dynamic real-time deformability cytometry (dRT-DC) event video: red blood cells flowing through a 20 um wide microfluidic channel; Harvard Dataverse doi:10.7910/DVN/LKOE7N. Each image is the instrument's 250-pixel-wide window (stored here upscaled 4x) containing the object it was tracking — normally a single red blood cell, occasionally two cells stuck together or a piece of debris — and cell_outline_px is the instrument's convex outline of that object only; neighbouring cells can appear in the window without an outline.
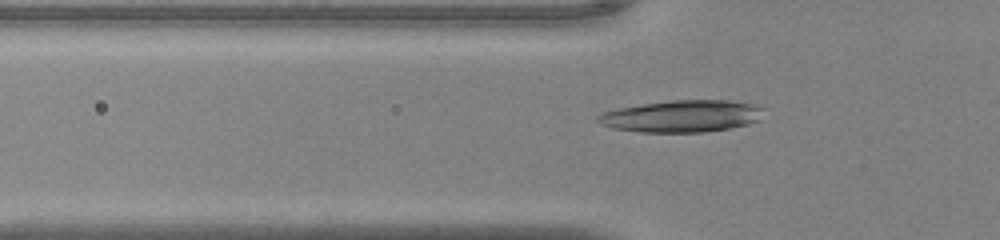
{"species": "common noctule bat (a hibernating species)", "species_latin": "Nyctalus noctula", "temperature_condition": "warm", "stored_images_in_passage": 51, "camera_frame_rate_fps": 3000, "um_per_image_px": 0.085, "animal": {"sex": "male", "body_mass_g": 20.0, "forearm_length_mm": 53.3}, "frame": {"image": 1, "passage_image": 18, "time_ms": 5.667, "image_size_px": [1000, 240], "cell_outline_px": [[764, 108], [760, 120], [748, 124], [732, 128], [704, 132], [640, 132], [612, 128], [600, 124], [596, 120], [596, 116], [604, 112], [620, 108], [644, 104], [672, 100], [728, 100], [756, 104]], "centroid_in_image_um": [57.99, 9.88], "position_along_channel_um": 67.8, "area_um2": 30.98}}
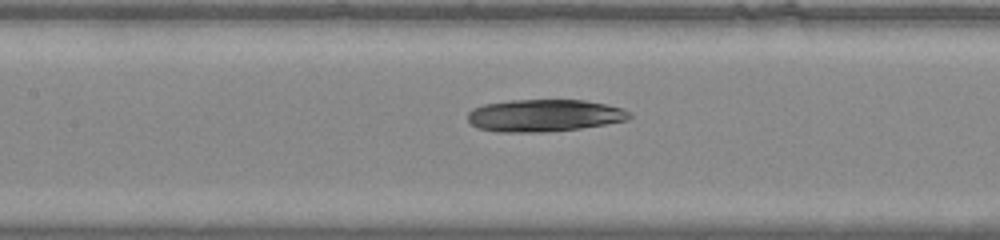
{"frame": {"image": 2, "passage_image": 25, "time_ms": 8.0, "image_size_px": [1000, 240], "cell_outline_px": [[632, 116], [628, 120], [580, 128], [544, 132], [496, 132], [480, 128], [472, 124], [468, 120], [468, 112], [472, 108], [484, 104], [512, 100], [584, 100], [608, 104], [624, 108], [632, 112]], "centroid_in_image_um": [46.29, 9.81], "position_along_channel_um": 161.1, "area_um2": 30.52}}
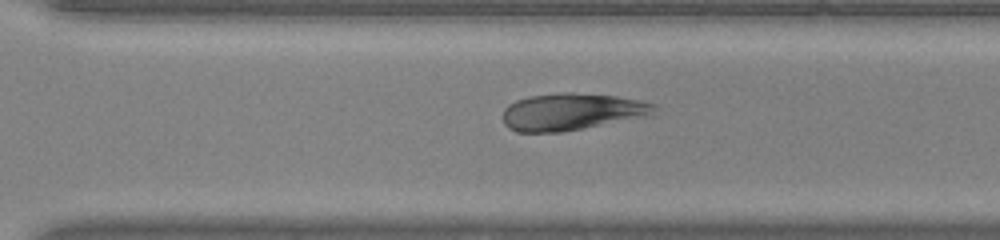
{"frame": {"image": 3, "passage_image": 37, "time_ms": 12.0, "image_size_px": [1000, 240], "cell_outline_px": [[656, 116], [560, 132], [516, 132], [508, 128], [504, 124], [504, 108], [508, 104], [516, 100], [528, 96], [564, 92], [572, 92], [616, 96], [640, 100], [656, 104]], "centroid_in_image_um": [48.67, 9.5], "position_along_channel_um": 321.9, "area_um2": 33.23}}